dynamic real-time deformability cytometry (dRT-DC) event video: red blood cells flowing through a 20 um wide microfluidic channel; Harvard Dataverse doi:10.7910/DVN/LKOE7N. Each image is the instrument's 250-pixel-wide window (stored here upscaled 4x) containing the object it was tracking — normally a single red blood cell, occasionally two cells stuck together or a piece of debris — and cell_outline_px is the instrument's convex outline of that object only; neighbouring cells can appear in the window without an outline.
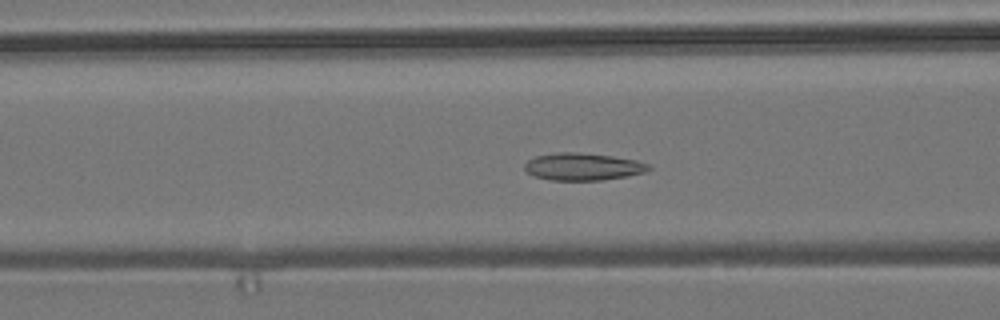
{"species": "common noctule bat (a hibernating species)", "species_latin": "Nyctalus noctula", "temperature_condition": "room temperature", "stored_images_in_passage": 55, "camera_frame_rate_fps": 3000, "um_per_image_px": 0.085, "animal": {"sex": "male", "body_mass_g": 19.2, "forearm_length_mm": 51.8}, "frame": {"image": 1, "passage_image": 21, "time_ms": 6.667, "image_size_px": [1000, 320], "cell_outline_px": [[652, 168], [644, 172], [628, 176], [604, 180], [552, 180], [536, 176], [528, 172], [524, 168], [524, 164], [528, 160], [536, 156], [556, 152], [576, 152], [612, 156], [636, 160], [648, 164]], "centroid_in_image_um": [49.56, 14.16], "position_along_channel_um": 117.0, "area_um2": 19.65}}
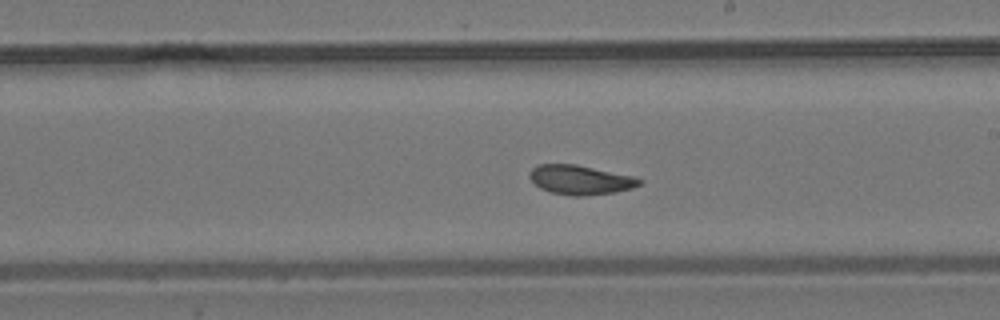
{"frame": {"image": 2, "passage_image": 31, "time_ms": 10.0, "image_size_px": [1000, 320], "cell_outline_px": [[644, 180], [640, 184], [632, 188], [616, 192], [584, 196], [572, 196], [552, 192], [540, 188], [528, 176], [528, 172], [532, 168], [540, 164], [576, 164], [632, 176]], "centroid_in_image_um": [49.32, 15.29], "position_along_channel_um": 239.7, "area_um2": 18.73}}
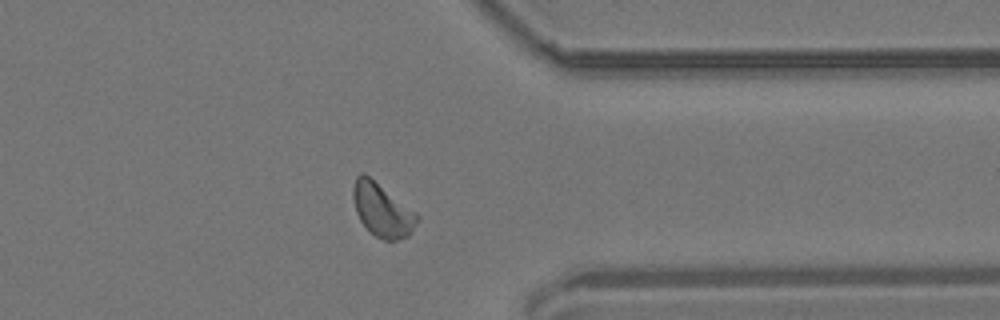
{"frame": {"image": 3, "passage_image": 43, "time_ms": 14.0, "image_size_px": [1000, 320], "cell_outline_px": [[420, 216], [408, 236], [396, 240], [384, 240], [376, 236], [360, 220], [356, 212], [352, 196], [352, 188], [356, 176], [360, 172], [364, 172], [416, 212]], "centroid_in_image_um": [32.46, 17.82], "position_along_channel_um": 378.9, "area_um2": 19.71}, "authors_computed_cell_mechanics": {"area_um2": 19.4208, "velocity_mm_per_s": 3.6847, "shape_relaxation_time_tau1_ms": 5.9789, "shape_relaxation_time_tau2_ms": 1.652, "deformation_change_tau1": 0.1405, "deformation_change_tau2": 0.0727}}